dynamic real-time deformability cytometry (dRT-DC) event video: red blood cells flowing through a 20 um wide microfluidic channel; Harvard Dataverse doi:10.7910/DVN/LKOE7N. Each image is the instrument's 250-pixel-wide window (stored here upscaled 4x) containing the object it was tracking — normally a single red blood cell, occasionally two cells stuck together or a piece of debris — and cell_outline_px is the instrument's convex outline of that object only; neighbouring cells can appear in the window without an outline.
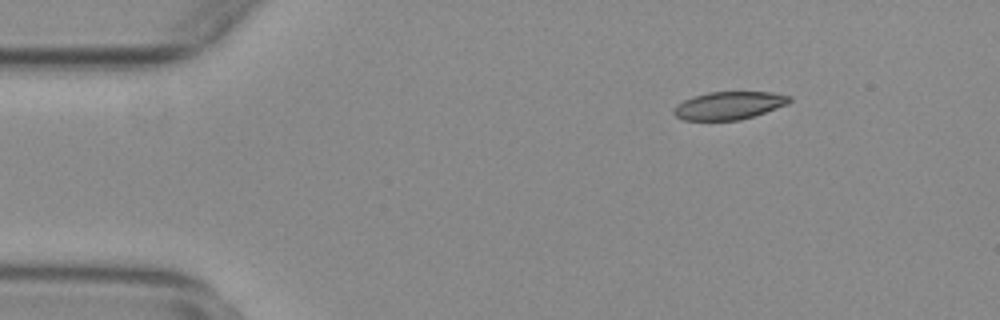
{"species": "common noctule bat (a hibernating species)", "species_latin": "Nyctalus noctula", "temperature_condition": "warm", "stored_images_in_passage": 50, "camera_frame_rate_fps": 3000, "um_per_image_px": 0.085, "animal": {"sex": "female", "body_mass_g": 29.2, "forearm_length_mm": 56.3}, "frame": {"image": 1, "passage_image": 3, "time_ms": 0.667, "image_size_px": [1000, 320], "cell_outline_px": [[792, 100], [788, 104], [740, 120], [684, 120], [676, 116], [672, 112], [676, 104], [692, 96], [708, 92], [772, 92], [792, 96]], "centroid_in_image_um": [61.95, 8.96], "position_along_channel_um": 23.1, "area_um2": 18.79}}
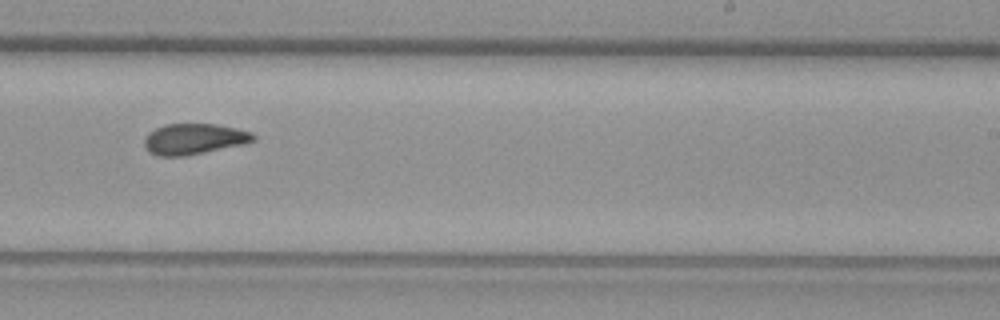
{"frame": {"image": 2, "passage_image": 29, "time_ms": 9.333, "image_size_px": [1000, 320], "cell_outline_px": [[256, 140], [244, 144], [184, 156], [156, 156], [148, 152], [144, 144], [144, 140], [148, 132], [164, 124], [216, 124], [236, 128], [252, 132], [256, 136]], "centroid_in_image_um": [16.48, 11.81], "position_along_channel_um": 272.5, "area_um2": 19.65}}
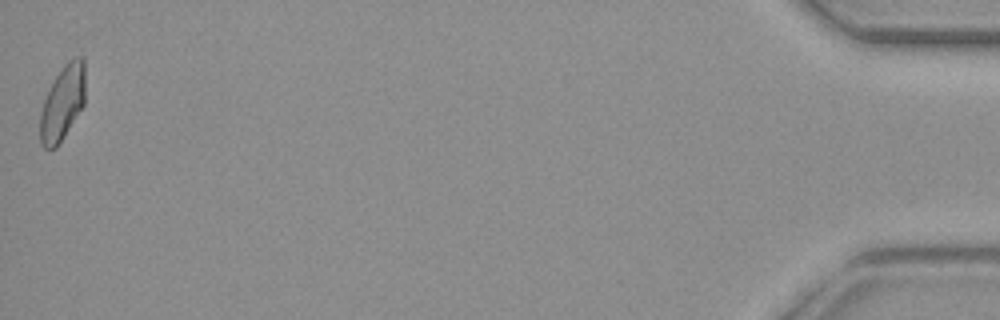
{"frame": {"image": 3, "passage_image": 50, "time_ms": 16.333, "image_size_px": [1000, 320], "cell_outline_px": [[84, 104], [56, 148], [44, 148], [40, 144], [40, 112], [44, 100], [56, 76], [64, 64], [68, 60], [76, 56], [80, 56], [84, 60]], "centroid_in_image_um": [5.31, 8.74], "position_along_channel_um": 429.9, "area_um2": 19.36}, "authors_computed_cell_mechanics": {"area_um2": 19.652, "velocity_mm_per_s": 3.7494, "shape_relaxation_time_tau1_ms": null, "shape_relaxation_time_tau2_ms": 2.8936, "deformation_change_tau1": null, "deformation_change_tau2": 0.0756}}